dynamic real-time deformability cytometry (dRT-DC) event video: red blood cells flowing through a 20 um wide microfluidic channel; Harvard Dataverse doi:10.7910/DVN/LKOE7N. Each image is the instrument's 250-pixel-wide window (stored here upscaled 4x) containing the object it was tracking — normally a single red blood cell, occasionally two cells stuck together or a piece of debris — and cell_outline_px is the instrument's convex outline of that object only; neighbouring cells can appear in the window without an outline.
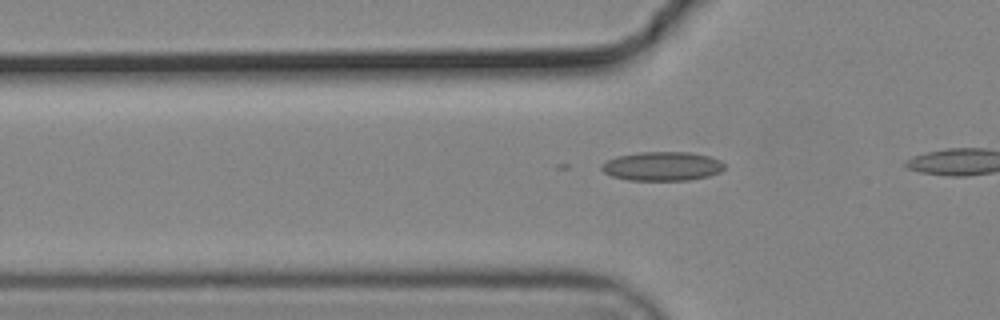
{"species": "common noctule bat (a hibernating species)", "species_latin": "Nyctalus noctula", "temperature_condition": "cold", "stored_images_in_passage": 8, "camera_frame_rate_fps": 3000, "um_per_image_px": 0.085, "animal": {"sex": "male", "body_mass_g": 19.2, "forearm_length_mm": 51.8}, "frame": {"image": 1, "passage_image": 2, "time_ms": 0.333, "image_size_px": [1000, 320], "cell_outline_px": [[724, 168], [720, 172], [708, 176], [688, 180], [628, 180], [612, 176], [604, 172], [600, 168], [600, 164], [616, 156], [640, 152], [688, 152], [708, 156], [720, 160], [724, 164]], "centroid_in_image_um": [56.26, 14.13], "position_along_channel_um": 69.5, "area_um2": 20.75}}
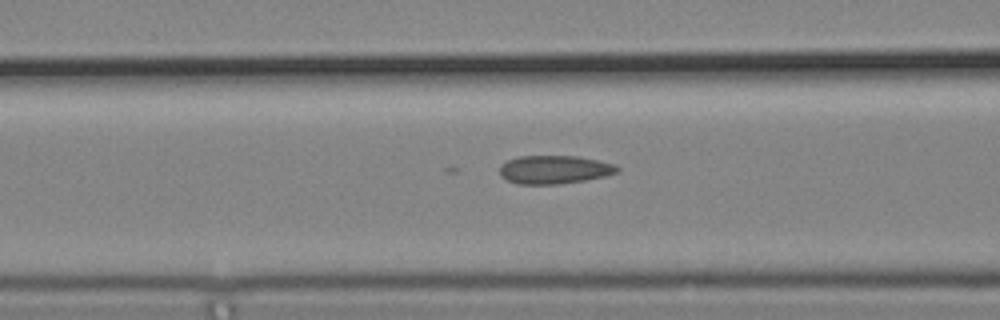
{"frame": {"image": 2, "passage_image": 6, "time_ms": 1.667, "image_size_px": [1000, 320], "cell_outline_px": [[620, 172], [604, 176], [584, 180], [560, 184], [516, 184], [500, 176], [500, 164], [508, 160], [520, 156], [576, 156], [616, 164], [620, 168]], "centroid_in_image_um": [47.12, 14.42], "position_along_channel_um": 119.5, "area_um2": 19.48}}